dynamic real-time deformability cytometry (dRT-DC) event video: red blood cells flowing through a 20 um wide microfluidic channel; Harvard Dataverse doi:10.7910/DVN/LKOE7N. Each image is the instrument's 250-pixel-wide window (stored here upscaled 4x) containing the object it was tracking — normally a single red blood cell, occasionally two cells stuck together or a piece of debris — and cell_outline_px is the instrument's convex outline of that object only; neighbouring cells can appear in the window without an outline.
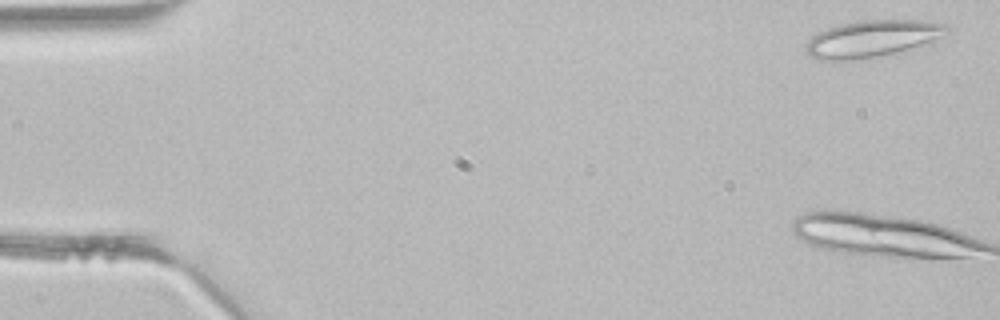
{"species": "common noctule bat (a hibernating species)", "species_latin": "Nyctalus noctula", "temperature_condition": "room temperature", "stored_images_in_passage": 5, "camera_frame_rate_fps": 3000, "um_per_image_px": 0.085, "animal": {"sex": "male", "body_mass_g": 21.5, "forearm_length_mm": 52.0}, "frame": {"image": 1, "passage_image": 5, "time_ms": 1.333, "image_size_px": [1000, 320], "cell_outline_px": [[952, 32], [932, 40], [908, 48], [876, 56], [852, 60], [820, 60], [812, 56], [804, 48], [804, 44], [812, 36], [828, 28], [840, 24], [860, 20], [920, 20], [948, 24], [952, 28]], "centroid_in_image_um": [74.14, 3.26], "position_along_channel_um": 10.9, "area_um2": 29.82}}